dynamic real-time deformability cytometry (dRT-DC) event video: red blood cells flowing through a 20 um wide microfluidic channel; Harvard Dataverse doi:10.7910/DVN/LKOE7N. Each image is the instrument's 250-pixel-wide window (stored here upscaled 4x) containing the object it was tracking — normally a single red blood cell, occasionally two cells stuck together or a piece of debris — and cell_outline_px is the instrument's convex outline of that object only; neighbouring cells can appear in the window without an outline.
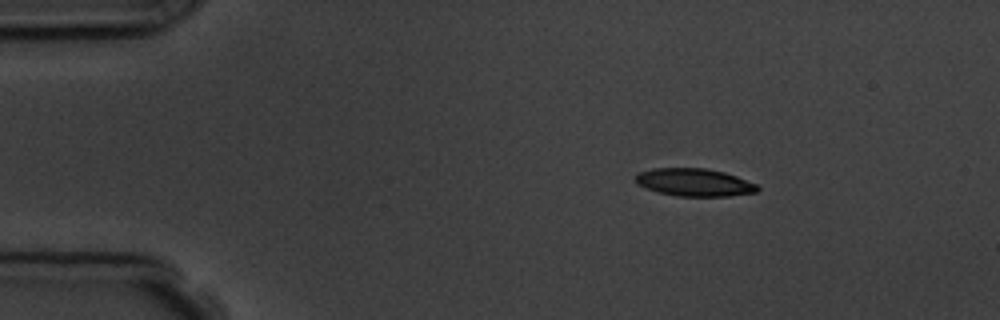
{"species": "common noctule bat (a hibernating species)", "species_latin": "Nyctalus noctula", "temperature_condition": "room temperature", "stored_images_in_passage": 4, "camera_frame_rate_fps": 3000, "um_per_image_px": 0.085, "animal": {"sex": "male", "body_mass_g": 19.5, "forearm_length_mm": 54.6}, "frame": {"image": 1, "passage_image": 2, "time_ms": 1.333, "image_size_px": [1000, 320], "cell_outline_px": [[760, 188], [756, 192], [728, 196], [676, 196], [660, 192], [636, 184], [636, 176], [640, 172], [652, 168], [704, 168], [724, 172], [736, 176], [756, 184]], "centroid_in_image_um": [59.03, 15.5], "position_along_channel_um": 26.0, "area_um2": 19.48}}